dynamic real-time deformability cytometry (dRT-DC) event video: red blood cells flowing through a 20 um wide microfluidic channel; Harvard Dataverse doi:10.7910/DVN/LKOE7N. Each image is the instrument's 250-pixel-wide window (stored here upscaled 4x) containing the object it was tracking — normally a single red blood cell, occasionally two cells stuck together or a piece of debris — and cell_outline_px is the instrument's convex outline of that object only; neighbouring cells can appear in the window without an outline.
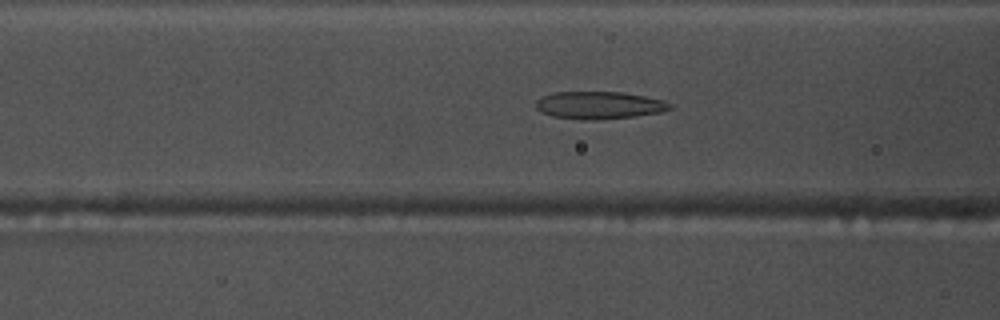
{"species": "common noctule bat (a hibernating species)", "species_latin": "Nyctalus noctula", "temperature_condition": "warm", "stored_images_in_passage": 53, "camera_frame_rate_fps": 3000, "um_per_image_px": 0.085, "animal": {"sex": "male", "body_mass_g": 17.5, "forearm_length_mm": 52.3}, "frame": {"image": 1, "passage_image": 20, "time_ms": 6.333, "image_size_px": [1000, 320], "cell_outline_px": [[672, 108], [660, 112], [636, 116], [596, 120], [584, 120], [552, 116], [536, 108], [536, 100], [544, 96], [556, 92], [620, 92], [644, 96], [664, 100], [672, 104]], "centroid_in_image_um": [50.95, 8.95], "position_along_channel_um": 115.6, "area_um2": 21.33}}
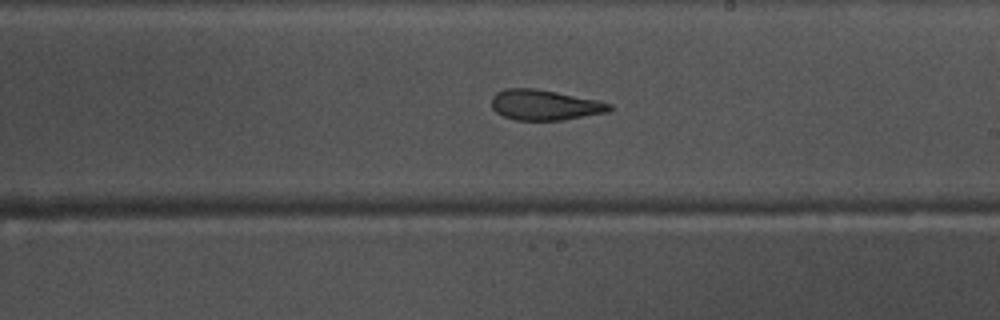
{"frame": {"image": 2, "passage_image": 30, "time_ms": 9.667, "image_size_px": [1000, 320], "cell_outline_px": [[616, 108], [608, 112], [564, 120], [516, 120], [504, 116], [496, 112], [492, 108], [492, 96], [496, 92], [504, 88], [536, 88], [600, 100], [612, 104]], "centroid_in_image_um": [46.35, 8.91], "position_along_channel_um": 242.7, "area_um2": 21.21}}
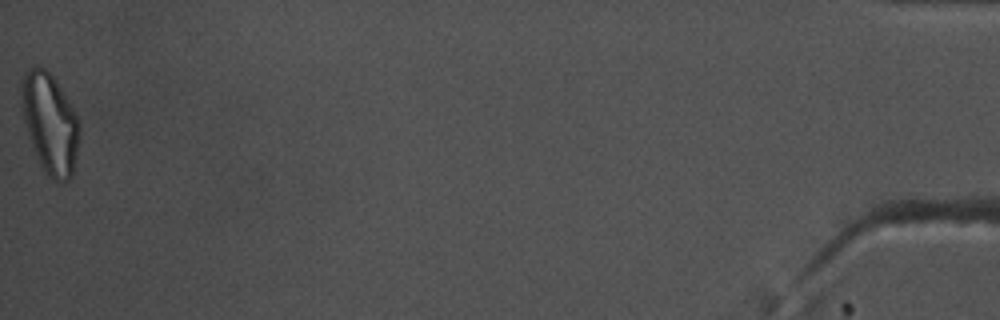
{"frame": {"image": 3, "passage_image": 53, "time_ms": 17.333, "image_size_px": [1000, 320], "cell_outline_px": [[80, 140], [72, 176], [68, 180], [60, 184], [48, 176], [40, 164], [32, 144], [28, 132], [24, 116], [20, 92], [24, 76], [32, 68], [44, 68], [52, 76], [60, 88], [72, 108], [80, 124]], "centroid_in_image_um": [4.29, 10.57], "position_along_channel_um": 430.9, "area_um2": 33.12}, "authors_computed_cell_mechanics": {"area_um2": 23.0622, "velocity_mm_per_s": 3.8225, "shape_relaxation_time_tau1_ms": null, "shape_relaxation_time_tau2_ms": 2.7279, "deformation_change_tau1": null, "deformation_change_tau2": 0.1019}}